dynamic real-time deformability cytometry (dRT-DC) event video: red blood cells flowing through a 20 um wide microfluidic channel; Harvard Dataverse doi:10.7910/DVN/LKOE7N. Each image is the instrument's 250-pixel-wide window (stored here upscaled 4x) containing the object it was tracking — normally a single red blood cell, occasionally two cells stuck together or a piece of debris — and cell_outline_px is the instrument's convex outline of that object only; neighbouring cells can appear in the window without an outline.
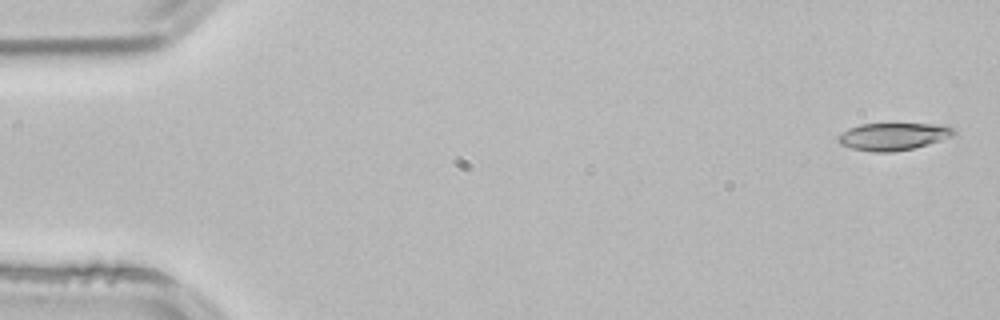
{"species": "common noctule bat (a hibernating species)", "species_latin": "Nyctalus noctula", "temperature_condition": "room temperature", "stored_images_in_passage": 4, "camera_frame_rate_fps": 3000, "um_per_image_px": 0.085, "animal": {"sex": "male", "body_mass_g": 21.5, "forearm_length_mm": 52.0}, "frame": {"image": 1, "passage_image": 1, "time_ms": 0.0, "image_size_px": [1000, 320], "cell_outline_px": [[956, 132], [952, 136], [928, 144], [912, 148], [892, 152], [872, 152], [852, 148], [840, 144], [836, 140], [836, 136], [848, 128], [860, 124], [936, 124], [952, 128]], "centroid_in_image_um": [75.85, 11.6], "position_along_channel_um": 9.1, "area_um2": 18.32}}
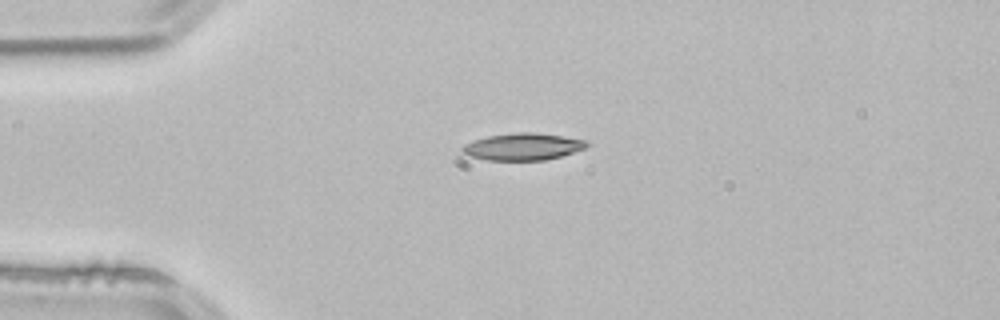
{"frame": {"image": 2, "passage_image": 3, "time_ms": 0.667, "image_size_px": [1000, 320], "cell_outline_px": [[588, 144], [584, 148], [560, 156], [544, 160], [488, 160], [468, 156], [460, 152], [460, 148], [464, 144], [472, 140], [488, 136], [516, 132], [536, 132], [584, 140]], "centroid_in_image_um": [44.34, 12.46], "position_along_channel_um": 40.7, "area_um2": 19.48}}
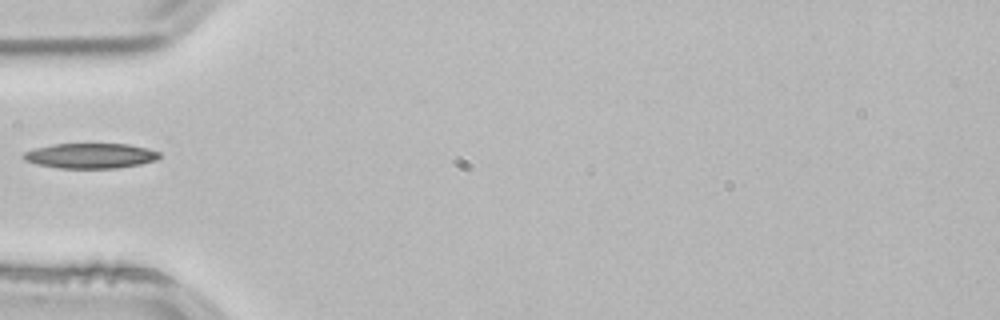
{"frame": {"image": 3, "passage_image": 4, "time_ms": 1.0, "image_size_px": [1000, 320], "cell_outline_px": [[160, 156], [156, 160], [140, 164], [116, 168], [60, 168], [36, 164], [24, 160], [20, 156], [24, 152], [36, 148], [52, 144], [128, 144], [148, 148], [160, 152]], "centroid_in_image_um": [7.68, 13.24], "position_along_channel_um": 77.3, "area_um2": 19.94}}